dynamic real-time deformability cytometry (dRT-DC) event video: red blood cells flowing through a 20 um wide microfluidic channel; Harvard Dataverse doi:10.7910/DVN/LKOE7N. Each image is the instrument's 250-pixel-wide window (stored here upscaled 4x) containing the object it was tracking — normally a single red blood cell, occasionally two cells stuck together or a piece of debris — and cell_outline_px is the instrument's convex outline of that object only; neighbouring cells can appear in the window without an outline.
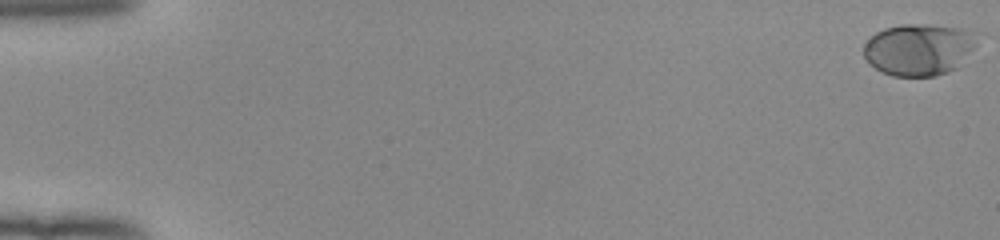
{"species": "human", "species_latin": "Homo sapiens", "temperature_condition": "room temperature", "stored_images_in_passage": 54, "camera_frame_rate_fps": 3000, "um_per_image_px": 0.085, "donor": {"sex": "female"}, "frame": {"image": 1, "passage_image": 1, "time_ms": 0.0, "image_size_px": [1000, 240], "cell_outline_px": [[984, 32], [976, 44], [956, 68], [948, 72], [936, 76], [892, 76], [880, 72], [868, 64], [864, 56], [864, 44], [876, 32], [884, 28], [900, 24], [924, 24], [964, 28]], "centroid_in_image_um": [78.14, 4.18], "position_along_channel_um": 6.9, "area_um2": 34.91}}
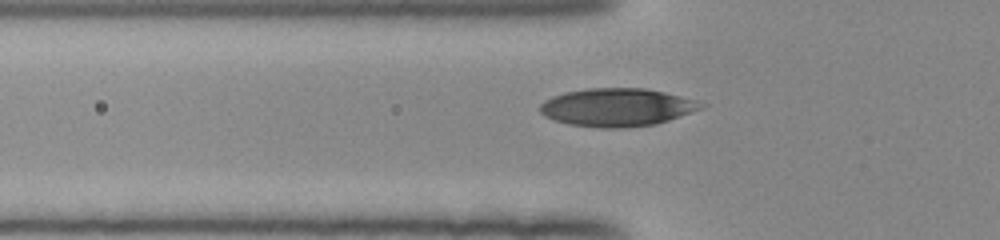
{"frame": {"image": 2, "passage_image": 20, "time_ms": 6.333, "image_size_px": [1000, 240], "cell_outline_px": [[708, 104], [704, 108], [656, 124], [624, 128], [600, 128], [568, 124], [544, 116], [540, 112], [540, 104], [544, 100], [552, 96], [564, 92], [588, 88], [644, 88], [664, 92], [696, 100]], "centroid_in_image_um": [52.45, 9.12], "position_along_channel_um": 73.4, "area_um2": 35.84}}
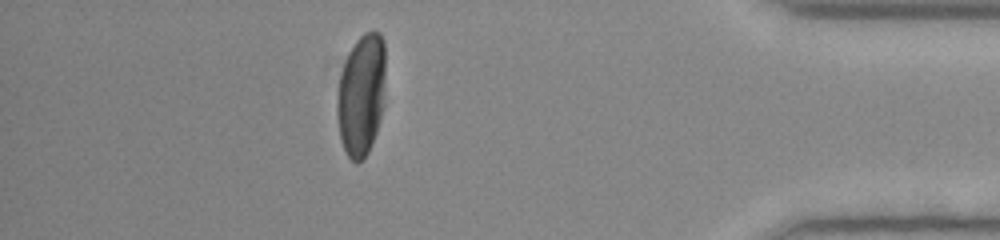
{"frame": {"image": 3, "passage_image": 48, "time_ms": 15.667, "image_size_px": [1000, 240], "cell_outline_px": [[384, 104], [376, 132], [368, 152], [364, 160], [356, 164], [348, 156], [340, 140], [336, 112], [336, 100], [340, 72], [348, 52], [356, 40], [364, 32], [380, 32], [384, 40]], "centroid_in_image_um": [30.69, 8.07], "position_along_channel_um": 404.5, "area_um2": 34.8}, "authors_computed_cell_mechanics": {"area_um2": 34.391, "velocity_mm_per_s": 3.9443, "shape_relaxation_time_tau1_ms": 3.0664, "shape_relaxation_time_tau2_ms": null, "deformation_change_tau1": 0.1782, "deformation_change_tau2": null}}